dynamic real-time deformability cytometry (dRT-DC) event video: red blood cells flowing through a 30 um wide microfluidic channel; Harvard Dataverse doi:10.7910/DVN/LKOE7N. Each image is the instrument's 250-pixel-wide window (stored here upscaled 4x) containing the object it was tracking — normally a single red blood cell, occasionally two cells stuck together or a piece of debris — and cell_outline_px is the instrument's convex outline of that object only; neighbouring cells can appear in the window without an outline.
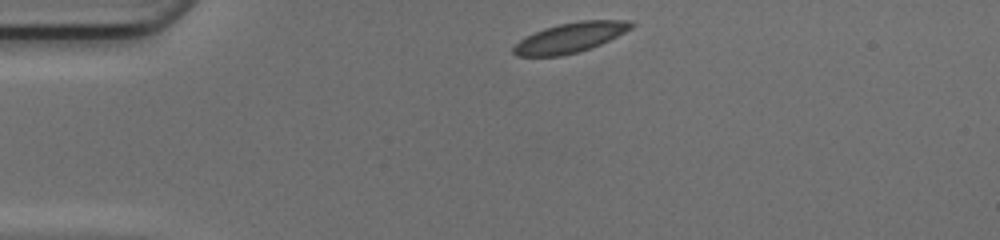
{"species": "common noctule bat (a hibernating species)", "species_latin": "Nyctalus noctula", "temperature_condition": "cold", "stored_images_in_passage": 40, "camera_frame_rate_fps": 3000, "um_per_image_px": 0.085, "animal": {"sex": "female", "body_mass_g": 17.0, "forearm_length_mm": 48.0}, "frame": {"image": 1, "passage_image": 1, "time_ms": 0.0, "image_size_px": [1000, 240], "cell_outline_px": [[636, 24], [632, 28], [592, 48], [560, 56], [516, 56], [512, 52], [512, 48], [520, 40], [544, 28], [560, 24], [580, 20], [628, 20]], "centroid_in_image_um": [48.48, 3.19], "position_along_channel_um": 36.5, "area_um2": 20.29}}
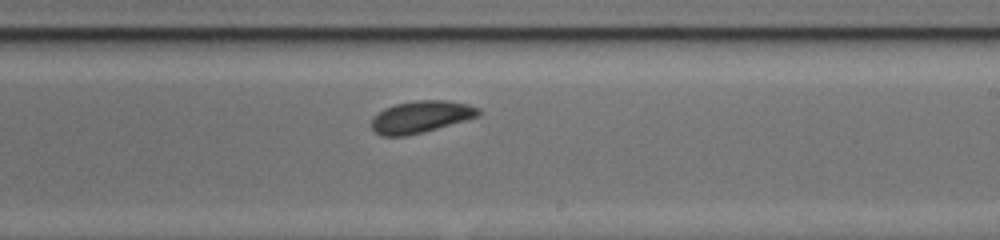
{"frame": {"image": 2, "passage_image": 20, "time_ms": 6.333, "image_size_px": [1000, 240], "cell_outline_px": [[480, 116], [424, 132], [404, 136], [380, 136], [372, 128], [372, 116], [384, 108], [396, 104], [416, 100], [444, 100], [468, 104], [480, 108]], "centroid_in_image_um": [35.77, 9.93], "position_along_channel_um": 253.2, "area_um2": 20.0}}
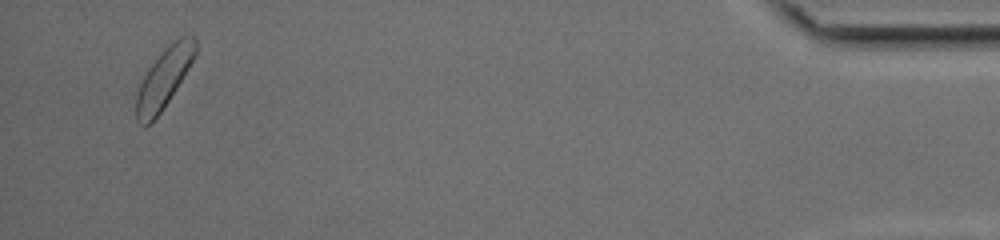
{"frame": {"image": 3, "passage_image": 38, "time_ms": 12.333, "image_size_px": [1000, 240], "cell_outline_px": [[196, 56], [176, 88], [160, 112], [144, 128], [136, 120], [136, 92], [144, 76], [152, 64], [180, 36], [192, 32], [196, 36]], "centroid_in_image_um": [13.96, 6.64], "position_along_channel_um": 421.2, "area_um2": 20.06}, "authors_computed_cell_mechanics": {"area_um2": 20.2011, "velocity_mm_per_s": 4.1189, "shape_relaxation_time_tau1_ms": 2.418, "shape_relaxation_time_tau2_ms": null, "deformation_change_tau1": 0.0742, "deformation_change_tau2": null}}